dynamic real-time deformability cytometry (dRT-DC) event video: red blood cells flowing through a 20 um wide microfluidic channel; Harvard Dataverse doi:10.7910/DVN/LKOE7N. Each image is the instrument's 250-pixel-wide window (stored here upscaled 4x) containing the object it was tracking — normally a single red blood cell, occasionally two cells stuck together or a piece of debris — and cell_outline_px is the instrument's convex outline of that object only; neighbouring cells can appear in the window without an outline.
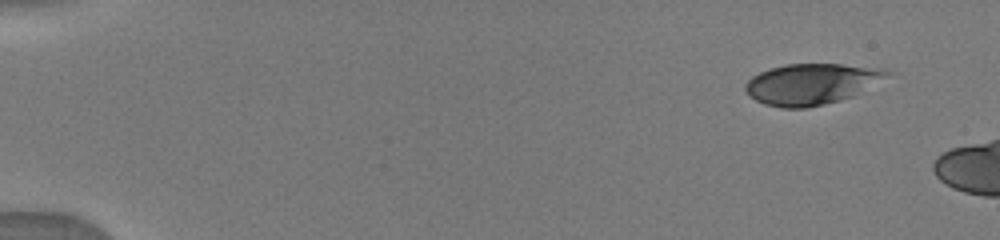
{"species": "human", "species_latin": "Homo sapiens", "temperature_condition": "warm", "stored_images_in_passage": 8, "camera_frame_rate_fps": 3000, "um_per_image_px": 0.085, "donor": {"sex": "male"}, "frame": {"image": 1, "passage_image": 1, "time_ms": 0.0, "image_size_px": [1000, 240], "cell_outline_px": [[892, 72], [852, 96], [840, 100], [824, 104], [804, 108], [780, 108], [764, 104], [748, 96], [744, 88], [744, 84], [752, 76], [760, 72], [784, 64], [840, 64], [888, 68]], "centroid_in_image_um": [68.91, 7.13], "position_along_channel_um": 16.1, "area_um2": 33.58}}